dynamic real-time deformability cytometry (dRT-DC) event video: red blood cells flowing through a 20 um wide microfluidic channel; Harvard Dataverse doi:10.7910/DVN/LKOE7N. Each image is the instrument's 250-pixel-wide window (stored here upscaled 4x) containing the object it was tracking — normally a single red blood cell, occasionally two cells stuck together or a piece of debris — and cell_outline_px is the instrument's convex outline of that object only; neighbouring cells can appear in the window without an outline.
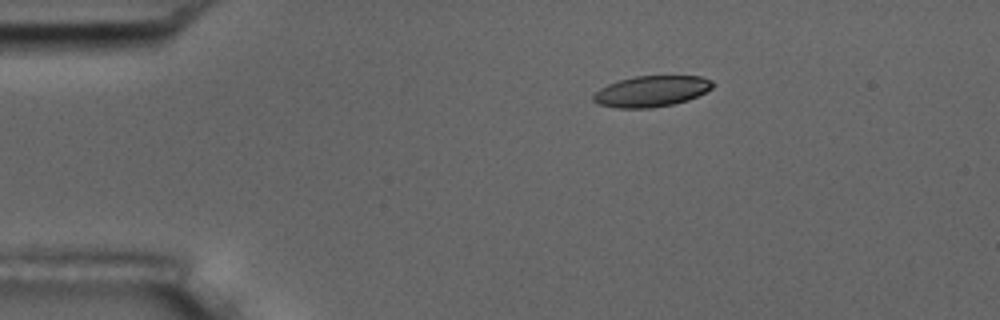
{"species": "common noctule bat (a hibernating species)", "species_latin": "Nyctalus noctula", "temperature_condition": "room temperature", "stored_images_in_passage": 4, "camera_frame_rate_fps": 3000, "um_per_image_px": 0.085, "animal": {"sex": "male", "body_mass_g": 17.5, "forearm_length_mm": 52.3}, "frame": {"image": 1, "passage_image": 2, "time_ms": 1.333, "image_size_px": [1000, 320], "cell_outline_px": [[716, 84], [712, 88], [688, 100], [672, 104], [652, 108], [616, 108], [596, 104], [592, 100], [592, 96], [600, 88], [608, 84], [620, 80], [636, 76], [700, 76], [712, 80]], "centroid_in_image_um": [55.35, 7.76], "position_along_channel_um": 29.6, "area_um2": 21.56}}